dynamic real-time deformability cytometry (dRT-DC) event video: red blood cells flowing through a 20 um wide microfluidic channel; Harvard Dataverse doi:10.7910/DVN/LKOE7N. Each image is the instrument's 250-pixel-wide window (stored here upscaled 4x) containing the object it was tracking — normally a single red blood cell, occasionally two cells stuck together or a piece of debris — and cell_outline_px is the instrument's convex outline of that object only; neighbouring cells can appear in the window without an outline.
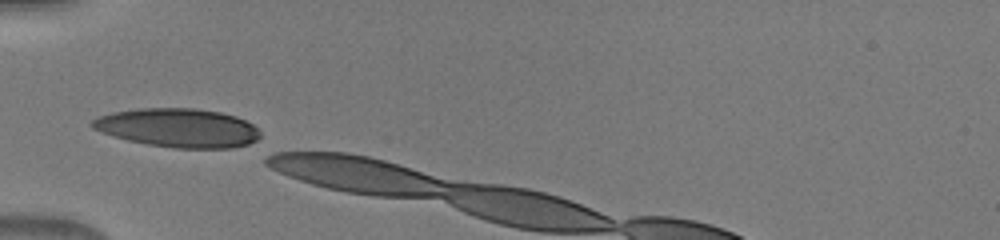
{"species": "human", "species_latin": "Homo sapiens", "temperature_condition": "warm", "stored_images_in_passage": 4, "camera_frame_rate_fps": 3000, "um_per_image_px": 0.085, "donor": {"sex": "male"}, "frame": {"image": 1, "passage_image": 1, "time_ms": 0.0, "image_size_px": [1000, 240], "cell_outline_px": [[260, 136], [256, 140], [248, 144], [232, 148], [176, 148], [148, 144], [128, 140], [112, 136], [92, 128], [88, 124], [96, 116], [112, 112], [136, 108], [196, 108], [220, 112], [236, 116], [252, 124], [260, 132]], "centroid_in_image_um": [15.09, 10.86], "position_along_channel_um": 69.9, "area_um2": 38.15}}